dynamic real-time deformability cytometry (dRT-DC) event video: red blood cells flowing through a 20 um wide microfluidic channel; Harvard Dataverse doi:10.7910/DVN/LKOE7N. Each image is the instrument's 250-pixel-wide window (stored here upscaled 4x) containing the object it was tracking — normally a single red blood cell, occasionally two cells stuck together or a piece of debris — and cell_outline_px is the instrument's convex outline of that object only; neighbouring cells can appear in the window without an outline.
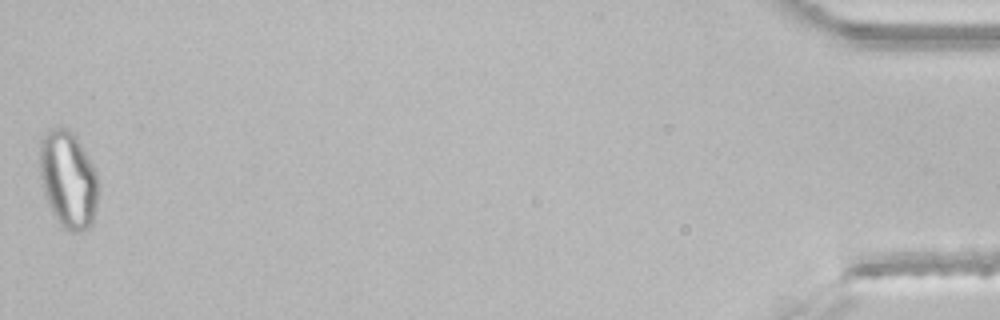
{"species": "common noctule bat (a hibernating species)", "species_latin": "Nyctalus noctula", "temperature_condition": "room temperature", "stored_images_in_passage": 47, "segment_of_instrument_passage": [2, 2], "camera_frame_rate_fps": 3000, "um_per_image_px": 0.085, "animal": {"sex": "male", "body_mass_g": 21.5, "forearm_length_mm": 52.0}, "frame": {"image": 1, "passage_image": 47, "time_ms": 15.333, "image_size_px": [1000, 320], "cell_outline_px": [[100, 188], [92, 228], [84, 232], [68, 232], [60, 224], [52, 212], [48, 204], [44, 192], [40, 176], [40, 140], [48, 128], [68, 128], [76, 136], [96, 168]], "centroid_in_image_um": [5.84, 15.28], "position_along_channel_um": 429.4, "area_um2": 33.99}}